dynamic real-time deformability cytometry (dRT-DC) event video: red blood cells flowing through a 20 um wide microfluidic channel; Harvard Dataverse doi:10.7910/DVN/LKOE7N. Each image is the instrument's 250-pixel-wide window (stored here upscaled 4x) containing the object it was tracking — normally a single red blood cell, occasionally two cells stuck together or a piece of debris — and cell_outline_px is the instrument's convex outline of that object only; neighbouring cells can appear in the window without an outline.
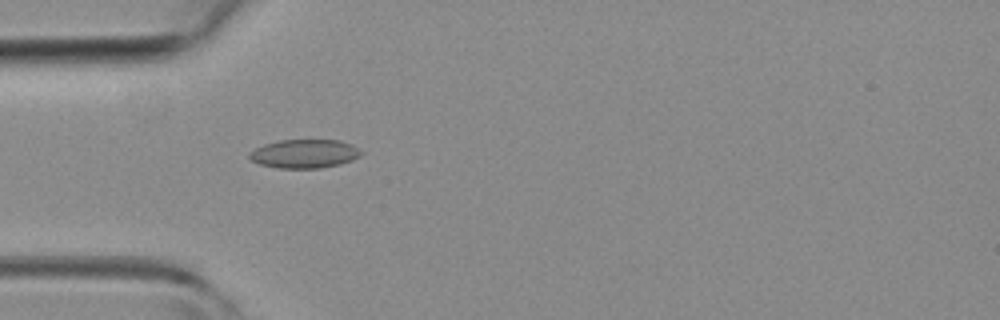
{"species": "common noctule bat (a hibernating species)", "species_latin": "Nyctalus noctula", "temperature_condition": "room temperature", "stored_images_in_passage": 44, "camera_frame_rate_fps": 3000, "um_per_image_px": 0.085, "animal": {"sex": "female", "body_mass_g": 19.3, "forearm_length_mm": 54.1}, "frame": {"image": 1, "passage_image": 13, "time_ms": 4.0, "image_size_px": [1000, 320], "cell_outline_px": [[364, 152], [360, 156], [352, 160], [340, 164], [320, 168], [276, 168], [260, 164], [252, 160], [248, 156], [248, 152], [264, 144], [280, 140], [340, 140], [352, 144]], "centroid_in_image_um": [25.89, 13.06], "position_along_channel_um": 59.1, "area_um2": 18.79}}
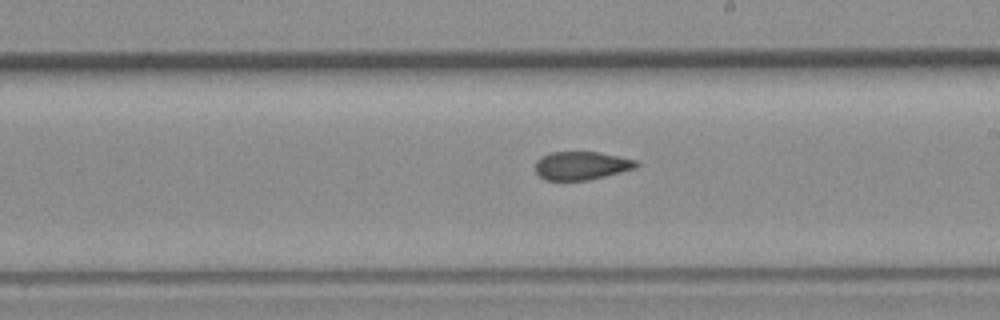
{"frame": {"image": 2, "passage_image": 25, "time_ms": 8.0, "image_size_px": [1000, 320], "cell_outline_px": [[640, 164], [636, 168], [588, 180], [544, 180], [536, 172], [536, 160], [540, 156], [552, 152], [596, 152], [636, 160]], "centroid_in_image_um": [49.4, 14.08], "position_along_channel_um": 239.6, "area_um2": 16.53}}
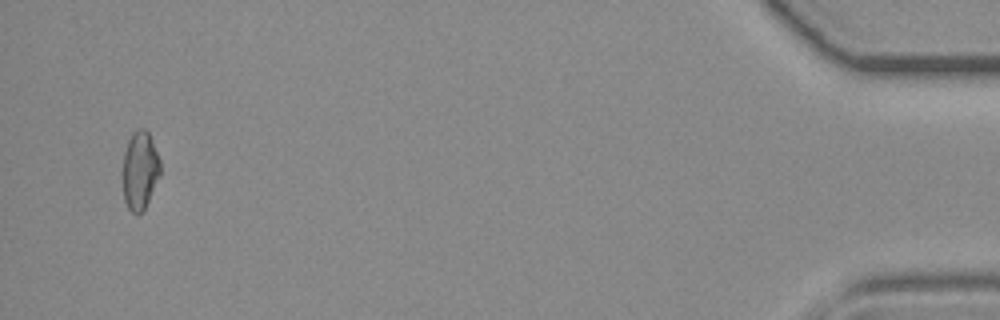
{"frame": {"image": 3, "passage_image": 43, "time_ms": 14.0, "image_size_px": [1000, 320], "cell_outline_px": [[160, 176], [144, 208], [140, 212], [132, 212], [128, 208], [124, 200], [120, 176], [120, 172], [124, 152], [128, 140], [132, 132], [136, 128], [144, 128], [148, 132], [152, 140], [160, 160]], "centroid_in_image_um": [11.84, 14.45], "position_along_channel_um": 423.4, "area_um2": 17.57}}